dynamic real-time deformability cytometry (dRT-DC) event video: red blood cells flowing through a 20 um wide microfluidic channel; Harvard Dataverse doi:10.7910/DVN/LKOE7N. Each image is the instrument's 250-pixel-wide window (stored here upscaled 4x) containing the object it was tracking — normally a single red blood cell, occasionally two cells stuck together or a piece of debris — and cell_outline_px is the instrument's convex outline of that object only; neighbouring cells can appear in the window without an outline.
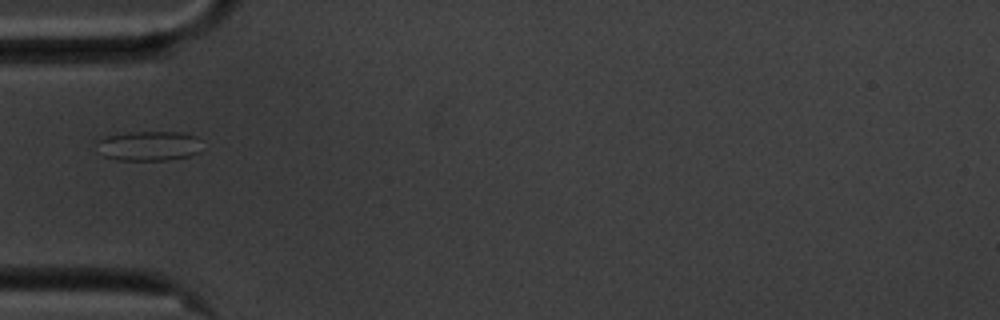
{"species": "common noctule bat (a hibernating species)", "species_latin": "Nyctalus noctula", "temperature_condition": "cold", "stored_images_in_passage": 40, "camera_frame_rate_fps": 3000, "um_per_image_px": 0.085, "animal": {"sex": "male", "body_mass_g": 20.1, "forearm_length_mm": 53.5}, "frame": {"image": 1, "passage_image": 1, "time_ms": 0.0, "image_size_px": [1000, 320], "cell_outline_px": [[200, 152], [188, 156], [168, 160], [116, 160], [104, 156], [96, 140], [108, 136], [128, 132], [180, 132], [196, 136]], "centroid_in_image_um": [12.64, 12.4], "position_along_channel_um": 72.4, "area_um2": 17.98}}
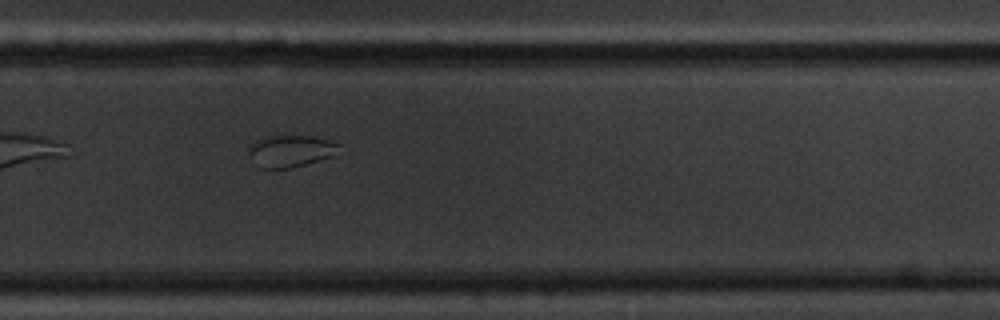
{"frame": {"image": 2, "passage_image": 21, "time_ms": 6.667, "image_size_px": [1000, 320], "cell_outline_px": [[340, 144], [332, 156], [292, 168], [260, 168], [248, 148], [248, 144], [264, 136], [276, 132], [312, 136], [328, 140]], "centroid_in_image_um": [24.66, 12.76], "position_along_channel_um": 305.1, "area_um2": 17.11}}
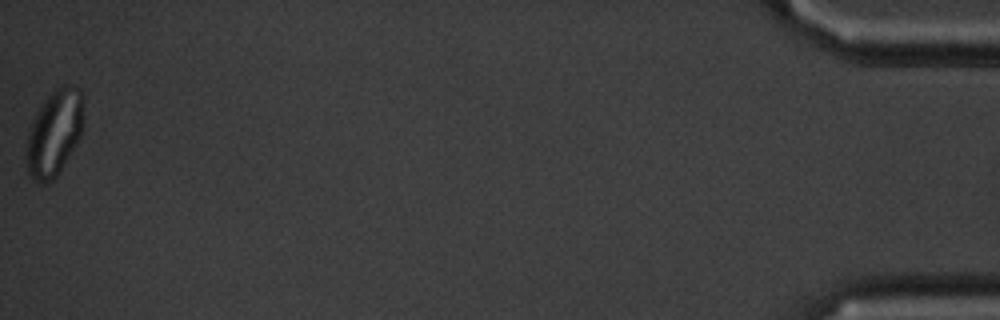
{"frame": {"image": 3, "passage_image": 40, "time_ms": 13.0, "image_size_px": [1000, 320], "cell_outline_px": [[84, 124], [80, 136], [76, 144], [56, 176], [52, 180], [44, 184], [32, 180], [28, 172], [24, 160], [24, 152], [28, 132], [32, 120], [40, 104], [56, 88], [64, 84], [72, 84], [80, 88], [84, 92]], "centroid_in_image_um": [4.62, 11.26], "position_along_channel_um": 430.6, "area_um2": 29.54}}